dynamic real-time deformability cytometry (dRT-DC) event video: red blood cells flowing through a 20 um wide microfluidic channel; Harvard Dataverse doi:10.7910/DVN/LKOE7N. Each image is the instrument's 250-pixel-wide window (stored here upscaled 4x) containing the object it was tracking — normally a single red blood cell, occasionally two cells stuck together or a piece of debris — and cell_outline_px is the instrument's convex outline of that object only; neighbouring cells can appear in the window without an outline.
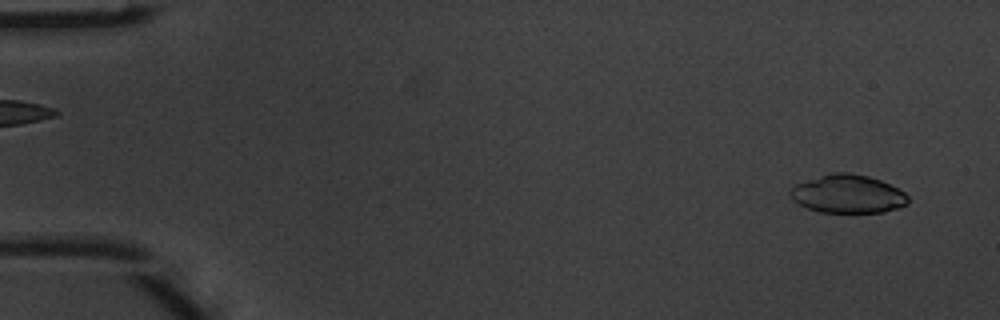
{"species": "common noctule bat (a hibernating species)", "species_latin": "Nyctalus noctula", "temperature_condition": "warm", "stored_images_in_passage": 4, "camera_frame_rate_fps": 3000, "um_per_image_px": 0.085, "animal": {"sex": "male", "body_mass_g": 20.1, "forearm_length_mm": 53.5}, "frame": {"image": 1, "passage_image": 1, "time_ms": 0.0, "image_size_px": [1000, 320], "cell_outline_px": [[908, 204], [900, 208], [884, 212], [820, 212], [808, 208], [792, 200], [788, 192], [796, 184], [832, 172], [848, 172], [868, 176], [880, 180], [904, 192], [908, 196]], "centroid_in_image_um": [72.07, 16.49], "position_along_channel_um": 12.9, "area_um2": 26.18}}